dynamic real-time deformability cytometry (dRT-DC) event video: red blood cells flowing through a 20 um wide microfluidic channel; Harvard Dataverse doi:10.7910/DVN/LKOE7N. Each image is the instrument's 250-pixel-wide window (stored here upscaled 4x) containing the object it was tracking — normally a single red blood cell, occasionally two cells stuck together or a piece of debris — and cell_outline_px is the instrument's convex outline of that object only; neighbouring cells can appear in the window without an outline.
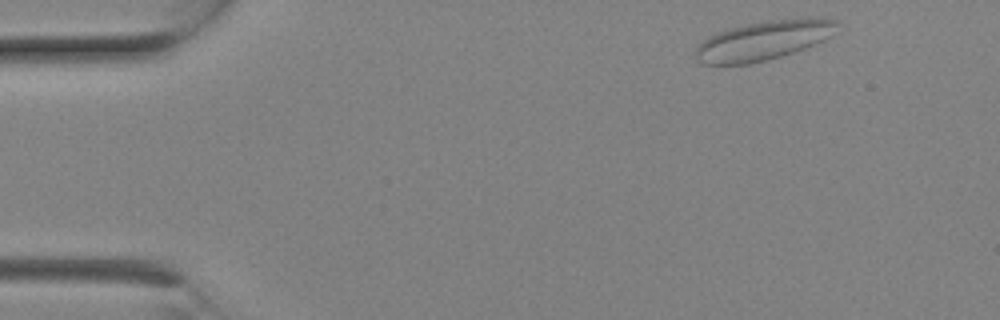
{"species": "Egyptian fruit bat (a non-hibernating species)", "species_latin": "Rousettus aegyptiacus", "temperature_condition": "room temperature", "stored_images_in_passage": 5, "camera_frame_rate_fps": 3000, "um_per_image_px": 0.085, "animal": {"sex": "female"}, "frame": {"image": 1, "passage_image": 1, "time_ms": 0.0, "image_size_px": [1000, 320], "cell_outline_px": [[836, 24], [832, 36], [816, 44], [780, 56], [748, 64], [704, 64], [696, 60], [696, 44], [708, 36], [728, 28], [768, 20], [812, 16], [836, 20]], "centroid_in_image_um": [64.88, 3.42], "position_along_channel_um": 20.1, "area_um2": 32.43}}